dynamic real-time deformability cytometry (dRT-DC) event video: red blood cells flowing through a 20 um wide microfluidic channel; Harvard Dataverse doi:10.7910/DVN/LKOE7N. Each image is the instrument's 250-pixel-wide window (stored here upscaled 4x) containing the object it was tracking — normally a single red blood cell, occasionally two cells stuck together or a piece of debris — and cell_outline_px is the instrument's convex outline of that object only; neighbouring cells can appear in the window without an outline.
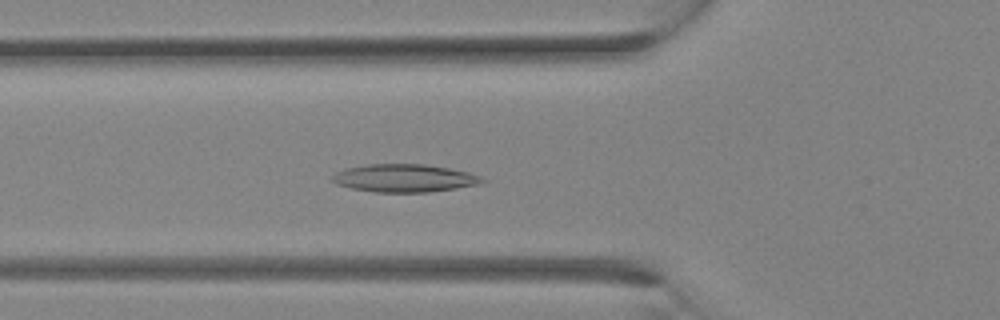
{"species": "Egyptian fruit bat (a non-hibernating species)", "species_latin": "Rousettus aegyptiacus", "temperature_condition": "room temperature", "stored_images_in_passage": 32, "camera_frame_rate_fps": 3000, "um_per_image_px": 0.085, "animal": {"sex": "female"}, "frame": {"image": 1, "passage_image": 11, "time_ms": 3.333, "image_size_px": [1000, 320], "cell_outline_px": [[488, 180], [480, 184], [456, 188], [428, 192], [376, 192], [348, 188], [336, 184], [332, 180], [332, 176], [336, 172], [344, 168], [364, 164], [424, 164], [448, 168], [468, 172], [480, 176]], "centroid_in_image_um": [34.34, 15.14], "position_along_channel_um": 91.5, "area_um2": 24.51}}
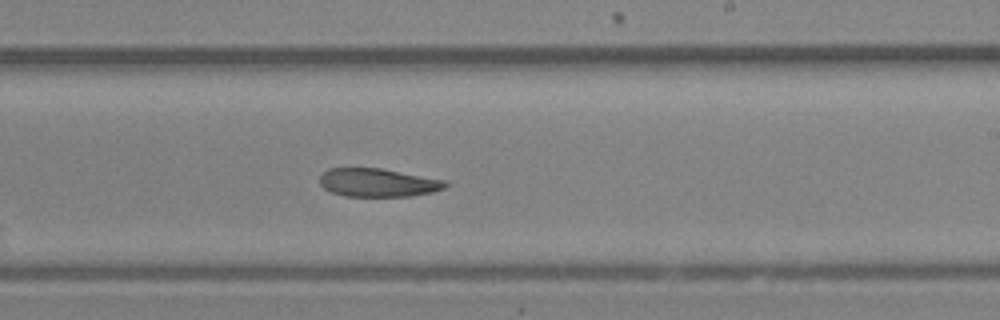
{"frame": {"image": 2, "passage_image": 19, "time_ms": 6.0, "image_size_px": [1000, 320], "cell_outline_px": [[448, 184], [444, 188], [432, 192], [408, 196], [344, 196], [332, 192], [324, 188], [320, 184], [320, 176], [328, 168], [380, 168], [448, 180]], "centroid_in_image_um": [32.14, 15.51], "position_along_channel_um": 256.9, "area_um2": 20.75}}
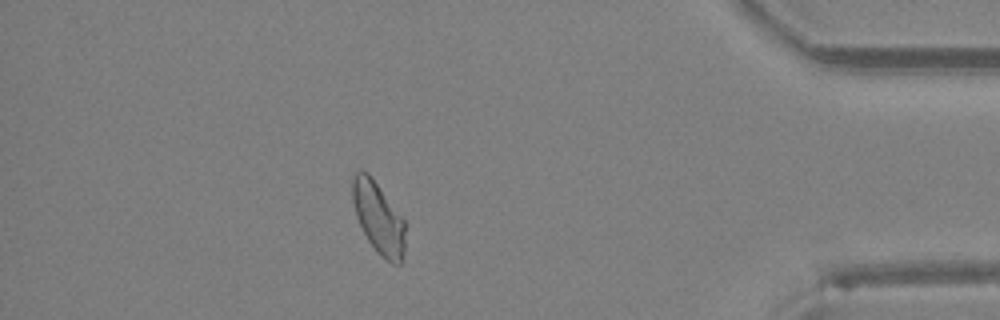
{"frame": {"image": 3, "passage_image": 28, "time_ms": 9.0, "image_size_px": [1000, 320], "cell_outline_px": [[404, 252], [400, 264], [392, 264], [380, 256], [376, 252], [368, 240], [356, 216], [352, 200], [352, 176], [356, 172], [368, 172], [404, 220]], "centroid_in_image_um": [32.15, 18.54], "position_along_channel_um": 403.0, "area_um2": 21.68}}